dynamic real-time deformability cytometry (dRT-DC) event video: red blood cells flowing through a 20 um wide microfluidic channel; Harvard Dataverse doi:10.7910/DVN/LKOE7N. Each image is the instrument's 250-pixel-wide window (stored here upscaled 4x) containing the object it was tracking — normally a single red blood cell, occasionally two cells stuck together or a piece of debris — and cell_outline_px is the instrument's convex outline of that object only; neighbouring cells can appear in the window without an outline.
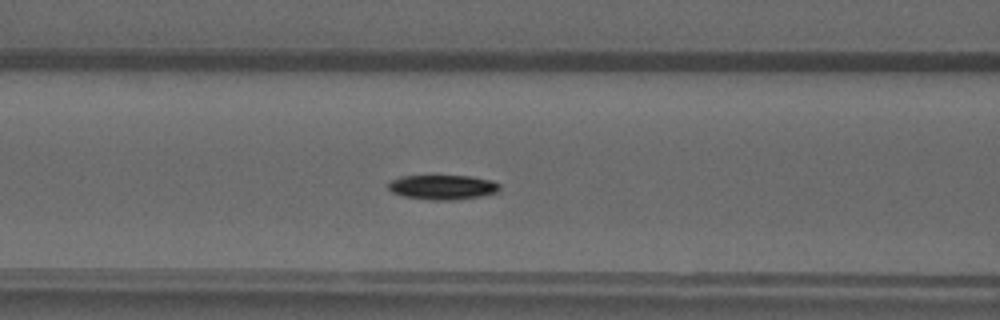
{"species": "common noctule bat (a hibernating species)", "species_latin": "Nyctalus noctula", "temperature_condition": "warm", "stored_images_in_passage": 49, "camera_frame_rate_fps": 3000, "um_per_image_px": 0.085, "animal": {"sex": "male", "forearm_length_mm": 52.5}, "frame": {"image": 1, "passage_image": 20, "time_ms": 6.333, "image_size_px": [1000, 320], "cell_outline_px": [[500, 192], [480, 196], [452, 200], [432, 200], [404, 196], [392, 192], [388, 188], [388, 184], [392, 180], [400, 176], [472, 176], [492, 180], [500, 184]], "centroid_in_image_um": [37.66, 15.91], "position_along_channel_um": 128.9, "area_um2": 16.01}}
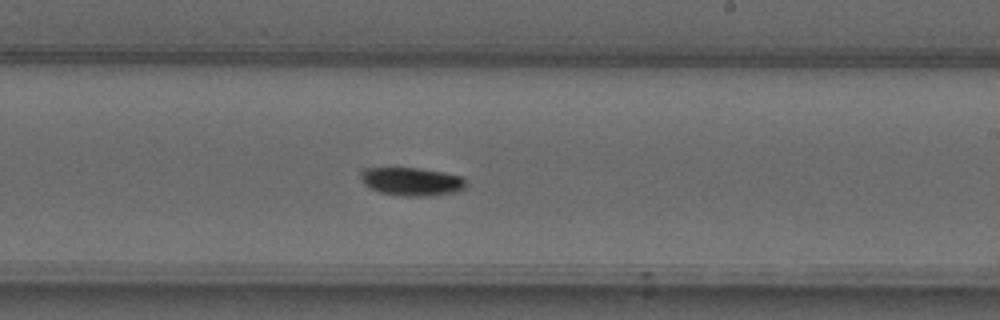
{"frame": {"image": 2, "passage_image": 29, "time_ms": 9.333, "image_size_px": [1000, 320], "cell_outline_px": [[468, 184], [460, 192], [432, 196], [404, 196], [380, 192], [368, 188], [364, 184], [360, 176], [360, 172], [364, 168], [416, 168], [444, 172], [460, 176]], "centroid_in_image_um": [35.01, 15.44], "position_along_channel_um": 254.0, "area_um2": 17.51}}
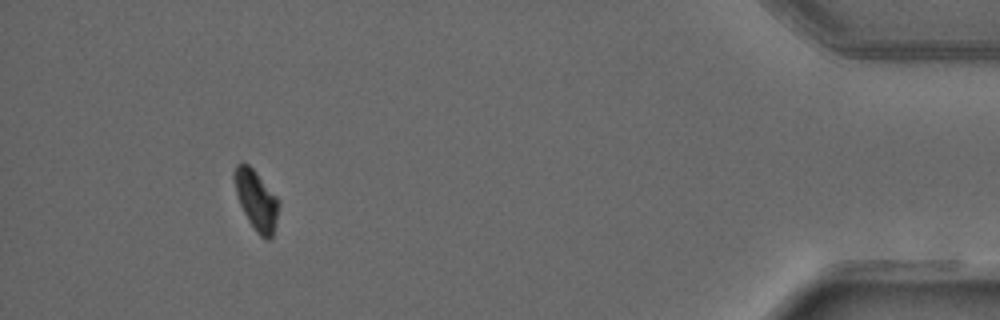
{"frame": {"image": 3, "passage_image": 45, "time_ms": 14.667, "image_size_px": [1000, 320], "cell_outline_px": [[280, 204], [272, 236], [268, 240], [264, 240], [256, 232], [248, 220], [240, 204], [236, 192], [232, 176], [232, 172], [236, 164], [248, 164], [252, 168], [280, 200]], "centroid_in_image_um": [21.78, 17.01], "position_along_channel_um": 413.4, "area_um2": 15.43}}